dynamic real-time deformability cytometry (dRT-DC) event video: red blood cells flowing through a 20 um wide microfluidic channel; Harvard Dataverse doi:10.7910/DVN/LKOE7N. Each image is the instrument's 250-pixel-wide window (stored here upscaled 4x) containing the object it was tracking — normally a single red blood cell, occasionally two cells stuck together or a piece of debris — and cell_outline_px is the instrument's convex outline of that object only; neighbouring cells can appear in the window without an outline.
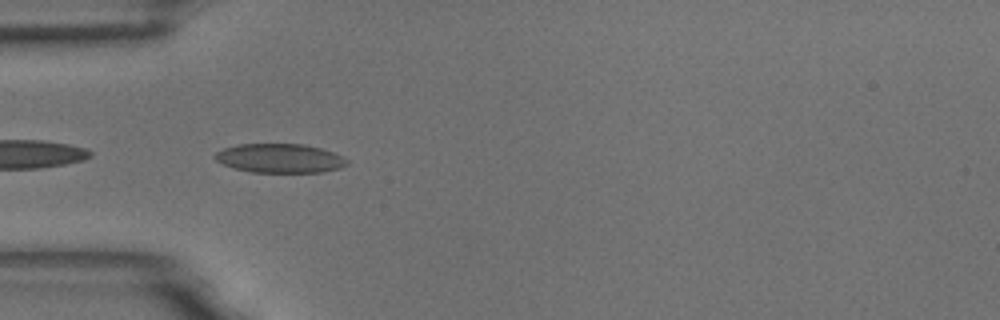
{"species": "common noctule bat (a hibernating species)", "species_latin": "Nyctalus noctula", "temperature_condition": "room temperature", "stored_images_in_passage": 42, "camera_frame_rate_fps": 3000, "um_per_image_px": 0.085, "animal": {"sex": "male", "body_mass_g": 18.8}, "frame": {"image": 1, "passage_image": 3, "time_ms": 0.667, "image_size_px": [1000, 320], "cell_outline_px": [[348, 164], [340, 168], [324, 172], [252, 172], [232, 168], [216, 160], [212, 156], [216, 152], [224, 148], [236, 144], [304, 144], [320, 148], [344, 156], [348, 160]], "centroid_in_image_um": [23.79, 13.45], "position_along_channel_um": 61.2, "area_um2": 22.48}}
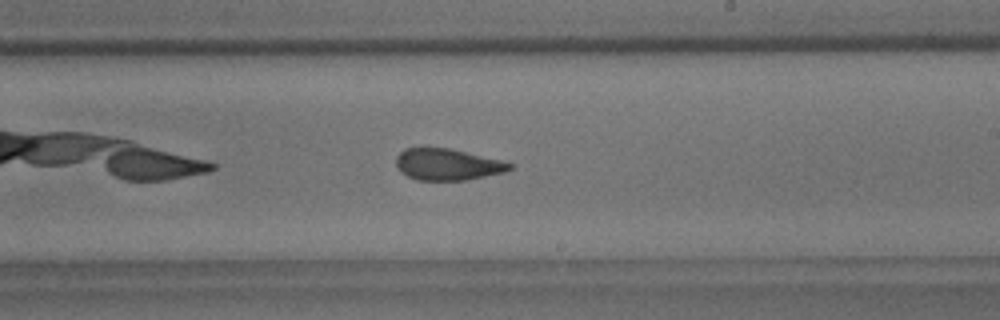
{"frame": {"image": 2, "passage_image": 19, "time_ms": 6.0, "image_size_px": [1000, 320], "cell_outline_px": [[512, 168], [504, 172], [464, 180], [416, 180], [400, 172], [396, 164], [396, 156], [404, 148], [448, 148], [500, 160], [512, 164]], "centroid_in_image_um": [37.98, 13.98], "position_along_channel_um": 251.0, "area_um2": 20.58}}
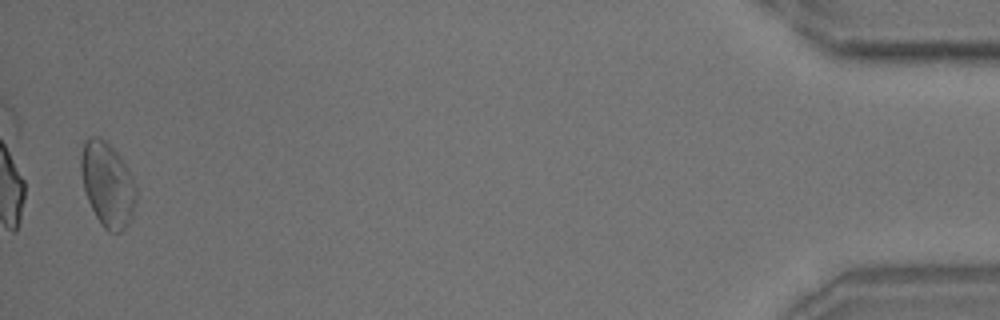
{"frame": {"image": 3, "passage_image": 41, "time_ms": 13.333, "image_size_px": [1000, 320], "cell_outline_px": [[136, 200], [132, 216], [124, 228], [120, 232], [108, 232], [100, 224], [88, 200], [84, 188], [80, 172], [80, 156], [84, 140], [92, 136], [96, 136], [104, 140], [124, 160], [132, 176], [136, 188]], "centroid_in_image_um": [9.13, 15.66], "position_along_channel_um": 426.1, "area_um2": 27.17}, "authors_computed_cell_mechanics": {"area_um2": 21.964, "velocity_mm_per_s": 3.5862, "shape_relaxation_time_tau1_ms": 6.769, "shape_relaxation_time_tau2_ms": 1.2418, "deformation_change_tau1": 0.1394, "deformation_change_tau2": 0.0628}}